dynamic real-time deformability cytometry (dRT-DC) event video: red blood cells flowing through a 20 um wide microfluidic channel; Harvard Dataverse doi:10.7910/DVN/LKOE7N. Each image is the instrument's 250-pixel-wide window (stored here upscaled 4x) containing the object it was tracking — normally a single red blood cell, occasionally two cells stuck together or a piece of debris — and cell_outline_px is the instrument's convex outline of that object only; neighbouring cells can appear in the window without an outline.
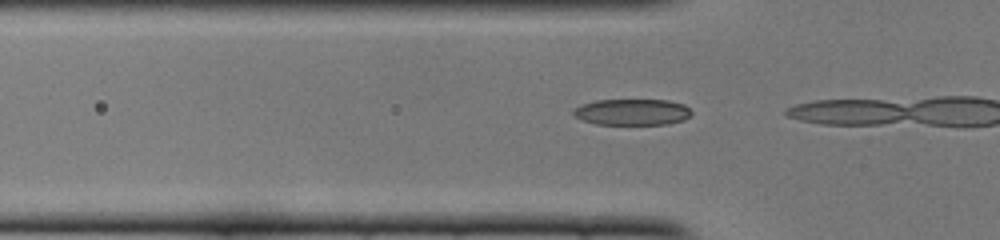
{"species": "common noctule bat (a hibernating species)", "species_latin": "Nyctalus noctula", "temperature_condition": "cold", "stored_images_in_passage": 9, "camera_frame_rate_fps": 3000, "um_per_image_px": 0.085, "animal": {"sex": "female", "body_mass_g": 22.0, "forearm_length_mm": 56.7}, "frame": {"image": 1, "passage_image": 8, "time_ms": 2.333, "image_size_px": [1000, 240], "cell_outline_px": [[692, 112], [684, 120], [668, 124], [596, 124], [580, 120], [572, 112], [580, 104], [596, 100], [668, 100], [684, 104]], "centroid_in_image_um": [53.72, 9.52], "position_along_channel_um": 72.1, "area_um2": 18.03}}